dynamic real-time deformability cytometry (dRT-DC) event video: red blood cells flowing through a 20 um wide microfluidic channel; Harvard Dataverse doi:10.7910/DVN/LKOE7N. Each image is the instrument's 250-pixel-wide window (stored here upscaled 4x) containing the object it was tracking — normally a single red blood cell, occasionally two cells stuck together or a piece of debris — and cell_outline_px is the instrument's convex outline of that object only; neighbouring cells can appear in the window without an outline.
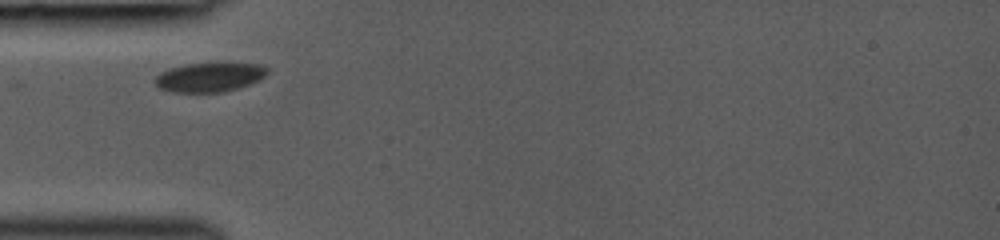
{"species": "common noctule bat (a hibernating species)", "species_latin": "Nyctalus noctula", "temperature_condition": "room temperature", "stored_images_in_passage": 7, "camera_frame_rate_fps": 3000, "um_per_image_px": 0.085, "animal": {"sex": "female", "body_mass_g": 19.0, "forearm_length_mm": 53.3}, "frame": {"image": 1, "passage_image": 1, "time_ms": 0.0, "image_size_px": [1000, 240], "cell_outline_px": [[268, 72], [260, 80], [224, 92], [172, 92], [160, 88], [152, 80], [160, 72], [172, 68], [188, 64], [260, 64], [268, 68]], "centroid_in_image_um": [17.79, 6.57], "position_along_channel_um": 67.2, "area_um2": 18.79}}
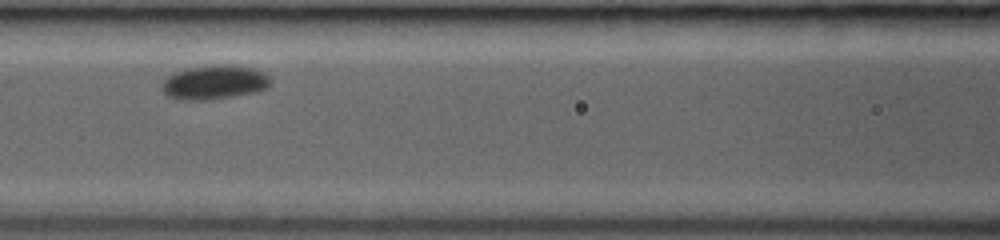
{"frame": {"image": 2, "passage_image": 3, "time_ms": 2.0, "image_size_px": [1000, 240], "cell_outline_px": [[272, 80], [268, 88], [252, 92], [232, 96], [208, 100], [180, 100], [168, 96], [160, 88], [164, 80], [172, 72], [184, 68], [216, 64], [232, 64], [252, 68], [264, 72]], "centroid_in_image_um": [18.19, 6.98], "position_along_channel_um": 148.4, "area_um2": 21.91}}
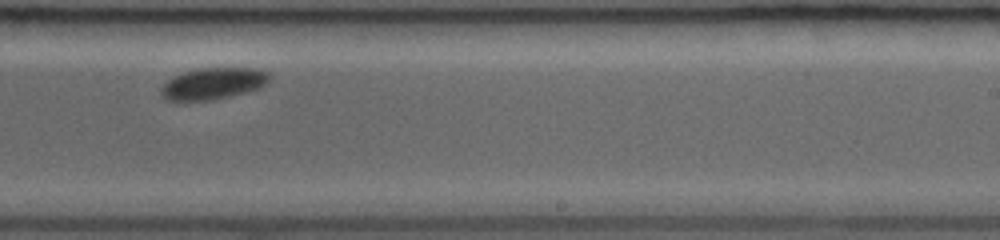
{"frame": {"image": 3, "passage_image": 6, "time_ms": 5.0, "image_size_px": [1000, 240], "cell_outline_px": [[272, 76], [268, 84], [260, 88], [248, 92], [212, 100], [168, 100], [160, 92], [160, 88], [172, 76], [184, 72], [200, 68], [260, 68], [268, 72]], "centroid_in_image_um": [18.19, 7.09], "position_along_channel_um": 270.8, "area_um2": 20.11}}